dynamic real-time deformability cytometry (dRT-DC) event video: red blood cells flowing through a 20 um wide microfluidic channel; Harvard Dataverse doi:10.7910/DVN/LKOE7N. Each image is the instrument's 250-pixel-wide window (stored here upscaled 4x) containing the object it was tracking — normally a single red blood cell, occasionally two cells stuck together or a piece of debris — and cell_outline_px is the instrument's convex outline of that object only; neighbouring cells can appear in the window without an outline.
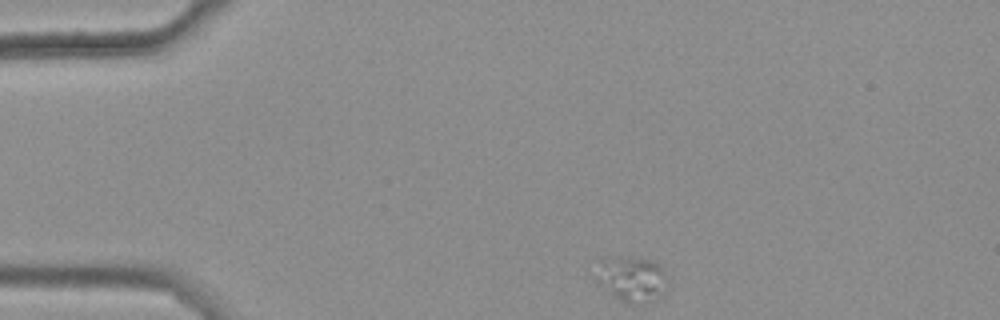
{"species": "common noctule bat (a hibernating species)", "species_latin": "Nyctalus noctula", "temperature_condition": "warm", "stored_images_in_passage": 37, "camera_frame_rate_fps": 3000, "um_per_image_px": 0.085, "animal": {"sex": "female", "body_mass_g": 25.1}, "frame": {"image": 1, "passage_image": 1, "time_ms": 0.0, "image_size_px": [1000, 320], "cell_outline_px": [[664, 292], [656, 300], [640, 304], [624, 304], [612, 296], [596, 280], [600, 260], [632, 256], [652, 260], [664, 268]], "centroid_in_image_um": [53.7, 23.74], "position_along_channel_um": 31.3, "area_um2": 18.84}}
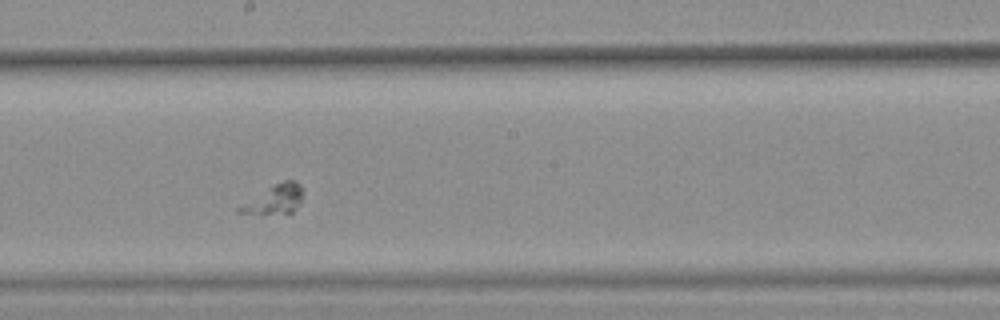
{"frame": {"image": 2, "passage_image": 22, "time_ms": 7.0, "image_size_px": [1000, 320], "cell_outline_px": [[300, 204], [292, 212], [236, 212], [236, 208], [272, 184], [284, 180], [296, 180], [300, 184]], "centroid_in_image_um": [23.34, 16.89], "position_along_channel_um": 224.9, "area_um2": 10.17}}
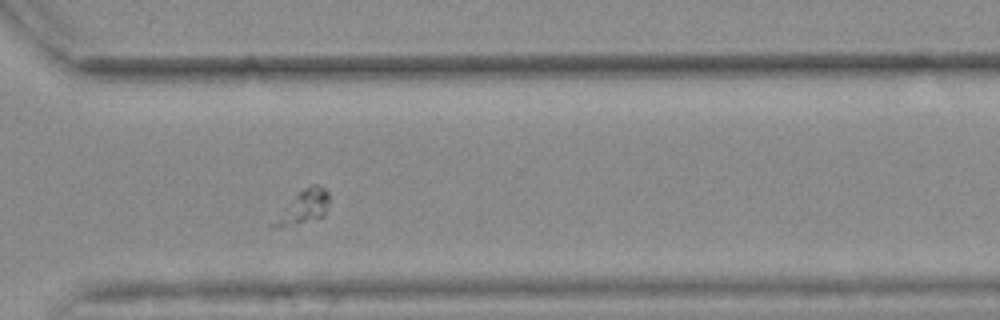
{"frame": {"image": 3, "passage_image": 32, "time_ms": 10.333, "image_size_px": [1000, 320], "cell_outline_px": [[328, 204], [324, 216], [316, 220], [296, 224], [272, 228], [268, 228], [268, 224], [304, 188], [312, 184], [316, 184], [324, 188], [328, 192]], "centroid_in_image_um": [25.78, 17.65], "position_along_channel_um": 344.8, "area_um2": 10.64}}